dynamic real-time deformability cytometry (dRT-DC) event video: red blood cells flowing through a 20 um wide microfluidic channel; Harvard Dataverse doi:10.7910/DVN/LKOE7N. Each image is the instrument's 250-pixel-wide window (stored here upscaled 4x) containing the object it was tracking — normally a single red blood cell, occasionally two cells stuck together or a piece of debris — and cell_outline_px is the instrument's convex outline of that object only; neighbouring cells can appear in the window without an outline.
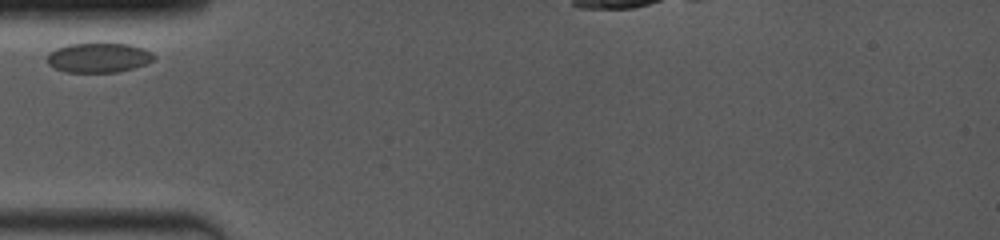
{"species": "common noctule bat (a hibernating species)", "species_latin": "Nyctalus noctula", "temperature_condition": "room temperature", "stored_images_in_passage": 37, "camera_frame_rate_fps": 4000, "um_per_image_px": 0.085, "animal": {"sex": "female", "body_mass_g": 19.0, "forearm_length_mm": 53.3}, "frame": {"image": 1, "passage_image": 1, "time_ms": 0.0, "image_size_px": [1000, 240], "cell_outline_px": [[156, 60], [132, 68], [116, 72], [64, 72], [52, 68], [44, 60], [48, 52], [56, 48], [68, 44], [128, 44], [152, 52], [156, 56]], "centroid_in_image_um": [8.31, 4.91], "position_along_channel_um": 76.7, "area_um2": 18.55}}
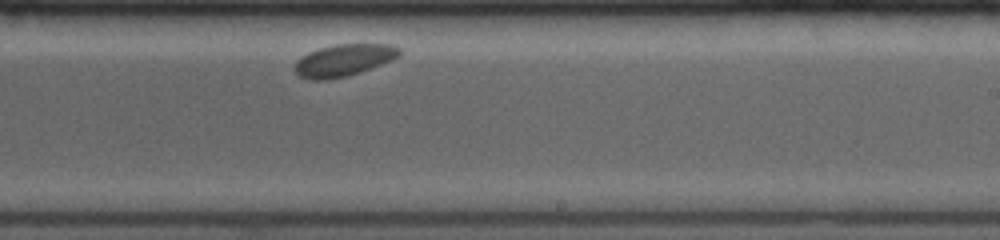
{"frame": {"image": 2, "passage_image": 22, "time_ms": 5.25, "image_size_px": [1000, 240], "cell_outline_px": [[400, 56], [392, 60], [344, 76], [324, 80], [312, 80], [300, 76], [292, 68], [296, 60], [300, 56], [308, 52], [320, 48], [336, 44], [392, 44], [400, 48]], "centroid_in_image_um": [29.17, 5.1], "position_along_channel_um": 259.8, "area_um2": 19.31}}
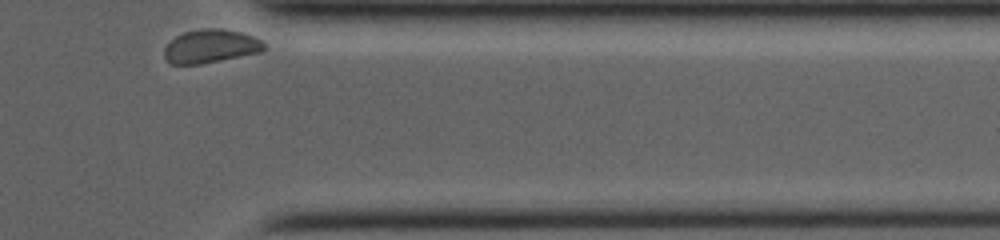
{"frame": {"image": 3, "passage_image": 37, "time_ms": 9.0, "image_size_px": [1000, 240], "cell_outline_px": [[268, 48], [260, 52], [200, 64], [172, 64], [164, 56], [164, 48], [176, 36], [184, 32], [204, 28], [220, 28], [244, 32], [268, 44]], "centroid_in_image_um": [17.95, 3.92], "position_along_channel_um": 393.4, "area_um2": 19.48}}